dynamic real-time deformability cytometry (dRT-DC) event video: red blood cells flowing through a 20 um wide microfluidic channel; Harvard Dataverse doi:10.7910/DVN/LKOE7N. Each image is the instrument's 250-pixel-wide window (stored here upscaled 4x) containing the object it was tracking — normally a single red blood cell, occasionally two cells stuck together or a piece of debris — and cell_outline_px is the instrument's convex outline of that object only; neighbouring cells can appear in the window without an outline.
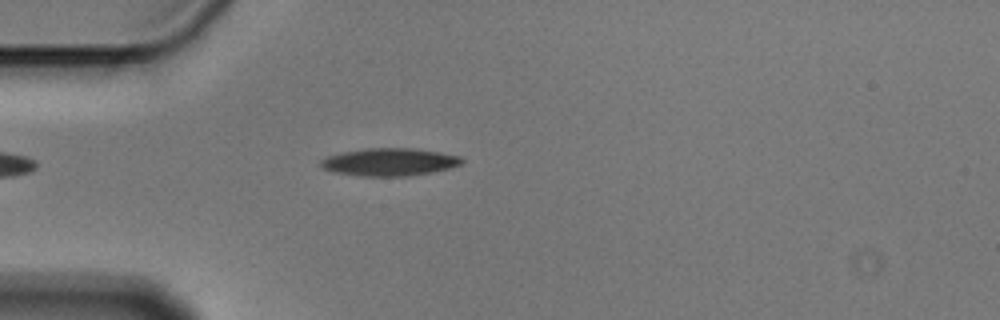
{"species": "Egyptian fruit bat (a non-hibernating species)", "species_latin": "Rousettus aegyptiacus", "temperature_condition": "cold", "stored_images_in_passage": 5, "camera_frame_rate_fps": 3000, "um_per_image_px": 0.085, "animal": {"sex": "male"}, "frame": {"image": 1, "passage_image": 5, "time_ms": 1.333, "image_size_px": [1000, 320], "cell_outline_px": [[464, 160], [460, 164], [448, 168], [432, 172], [408, 176], [360, 176], [332, 172], [324, 168], [320, 164], [320, 160], [328, 156], [340, 152], [364, 148], [416, 148], [440, 152], [460, 156]], "centroid_in_image_um": [33.08, 13.76], "position_along_channel_um": 51.9, "area_um2": 22.83}}